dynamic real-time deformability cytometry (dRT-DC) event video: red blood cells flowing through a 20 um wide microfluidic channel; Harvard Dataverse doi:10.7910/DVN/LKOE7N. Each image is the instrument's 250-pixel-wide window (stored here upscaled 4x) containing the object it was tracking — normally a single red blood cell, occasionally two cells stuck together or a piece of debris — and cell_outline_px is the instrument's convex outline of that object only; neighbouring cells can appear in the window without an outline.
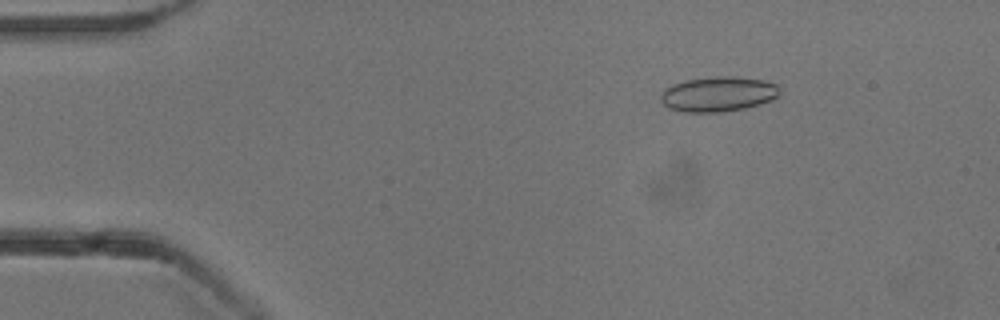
{"species": "common noctule bat (a hibernating species)", "species_latin": "Nyctalus noctula", "temperature_condition": "cold", "stored_images_in_passage": 53, "camera_frame_rate_fps": 3000, "um_per_image_px": 0.085, "animal": {"sex": "male", "body_mass_g": 13.3}, "frame": {"image": 1, "passage_image": 8, "time_ms": 2.333, "image_size_px": [1000, 320], "cell_outline_px": [[780, 96], [772, 100], [760, 104], [744, 108], [716, 112], [684, 112], [672, 108], [664, 104], [660, 100], [660, 96], [664, 88], [672, 84], [684, 80], [716, 76], [732, 76], [764, 80], [776, 84], [780, 88]], "centroid_in_image_um": [61.06, 7.98], "position_along_channel_um": 23.9, "area_um2": 24.33}}
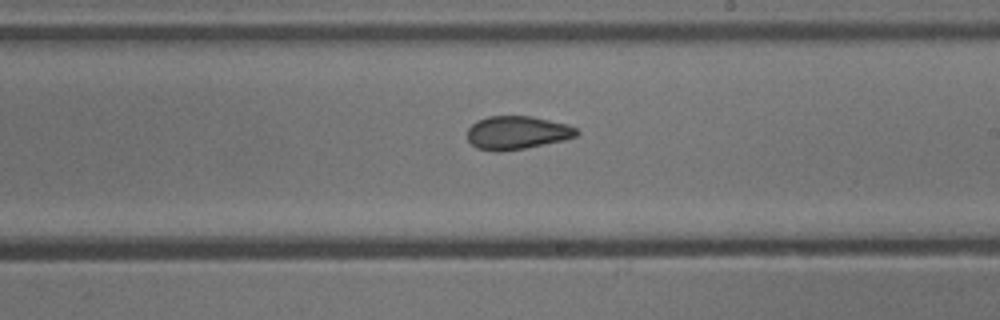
{"frame": {"image": 2, "passage_image": 31, "time_ms": 10.0, "image_size_px": [1000, 320], "cell_outline_px": [[580, 132], [576, 136], [564, 140], [524, 148], [500, 152], [496, 152], [476, 148], [468, 140], [468, 128], [476, 120], [488, 116], [532, 116], [568, 124], [576, 128]], "centroid_in_image_um": [43.94, 11.27], "position_along_channel_um": 245.1, "area_um2": 21.33}}
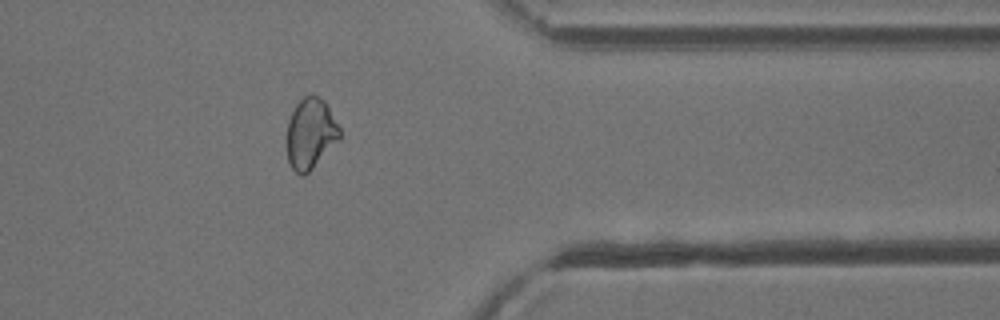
{"frame": {"image": 3, "passage_image": 43, "time_ms": 14.0, "image_size_px": [1000, 320], "cell_outline_px": [[340, 136], [312, 168], [304, 176], [300, 176], [292, 168], [288, 160], [288, 120], [296, 104], [304, 96], [316, 96], [324, 100], [340, 128]], "centroid_in_image_um": [26.38, 11.34], "position_along_channel_um": 385.0, "area_um2": 21.04}, "authors_computed_cell_mechanics": {"area_um2": 22.7732, "velocity_mm_per_s": 3.8587, "shape_relaxation_time_tau1_ms": null, "shape_relaxation_time_tau2_ms": 1.7473, "deformation_change_tau1": null, "deformation_change_tau2": 0.0769}}